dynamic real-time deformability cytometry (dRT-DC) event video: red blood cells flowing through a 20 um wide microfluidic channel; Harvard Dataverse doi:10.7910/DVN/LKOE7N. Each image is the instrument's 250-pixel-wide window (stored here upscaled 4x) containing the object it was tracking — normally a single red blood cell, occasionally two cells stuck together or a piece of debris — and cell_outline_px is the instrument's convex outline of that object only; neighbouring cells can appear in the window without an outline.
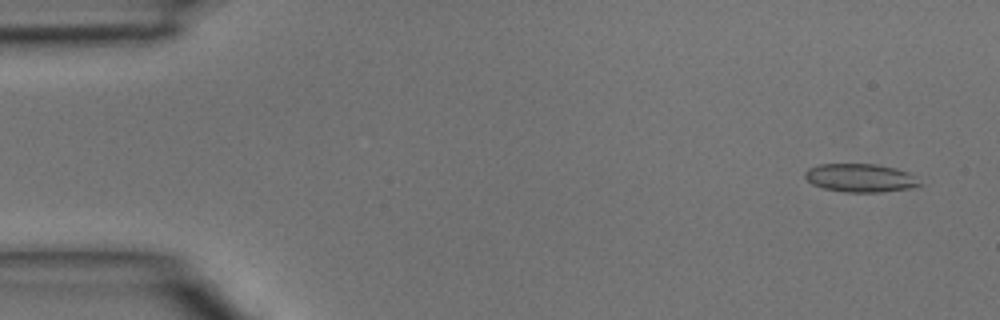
{"species": "common noctule bat (a hibernating species)", "species_latin": "Nyctalus noctula", "temperature_condition": "room temperature", "stored_images_in_passage": 4, "camera_frame_rate_fps": 3000, "um_per_image_px": 0.085, "animal": {"sex": "male", "body_mass_g": 15.6}, "frame": {"image": 1, "passage_image": 1, "time_ms": 0.0, "image_size_px": [1000, 320], "cell_outline_px": [[924, 184], [912, 188], [880, 192], [844, 192], [824, 188], [812, 184], [804, 176], [804, 172], [808, 168], [820, 164], [876, 164], [896, 168], [908, 172]], "centroid_in_image_um": [73.14, 15.12], "position_along_channel_um": 11.9, "area_um2": 19.02}}
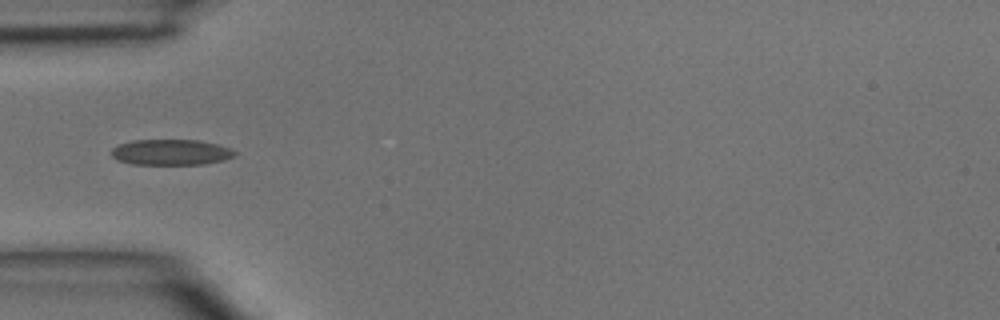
{"frame": {"image": 2, "passage_image": 4, "time_ms": 1.0, "image_size_px": [1000, 320], "cell_outline_px": [[236, 156], [224, 160], [204, 164], [132, 164], [116, 160], [112, 156], [112, 148], [120, 144], [132, 140], [200, 140], [232, 148], [236, 152]], "centroid_in_image_um": [14.55, 12.94], "position_along_channel_um": 70.4, "area_um2": 18.55}}